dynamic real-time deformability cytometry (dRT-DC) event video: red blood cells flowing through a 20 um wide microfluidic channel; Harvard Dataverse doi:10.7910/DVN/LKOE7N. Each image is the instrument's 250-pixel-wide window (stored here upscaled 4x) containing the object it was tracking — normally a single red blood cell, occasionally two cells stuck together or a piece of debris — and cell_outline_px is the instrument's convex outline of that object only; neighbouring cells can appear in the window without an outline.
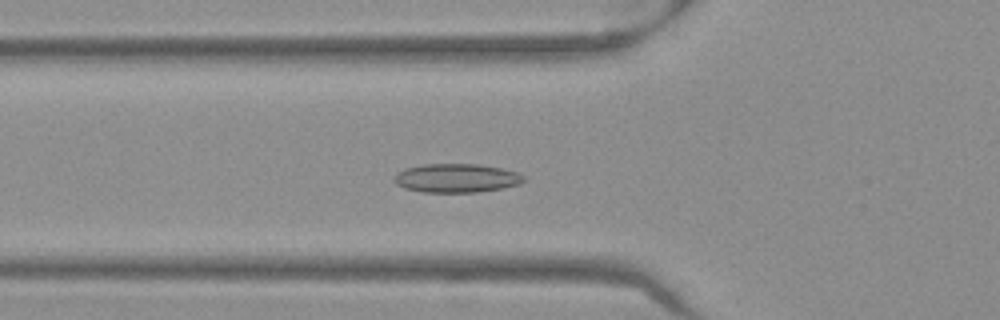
{"species": "Egyptian fruit bat (a non-hibernating species)", "species_latin": "Rousettus aegyptiacus", "temperature_condition": "warm", "stored_images_in_passage": 52, "camera_frame_rate_fps": 3000, "um_per_image_px": 0.085, "frame": {"image": 1, "passage_image": 19, "time_ms": 6.0, "image_size_px": [1000, 320], "cell_outline_px": [[524, 180], [520, 184], [504, 188], [476, 192], [424, 192], [404, 188], [396, 184], [392, 180], [392, 176], [396, 172], [404, 168], [424, 164], [480, 164], [500, 168], [516, 172], [524, 176]], "centroid_in_image_um": [38.74, 15.13], "position_along_channel_um": 87.1, "area_um2": 21.91}}
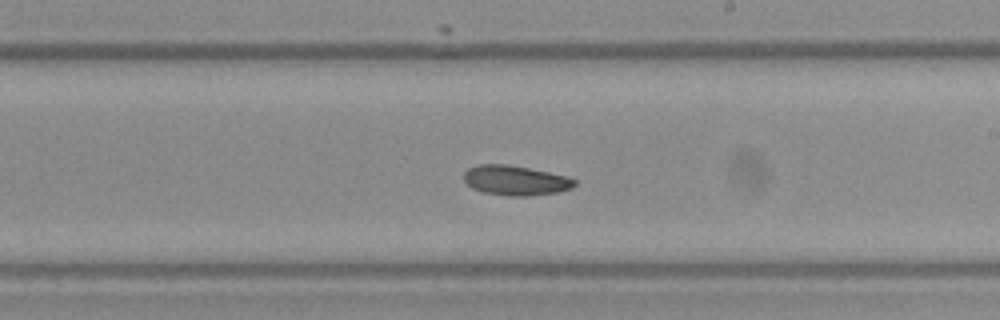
{"frame": {"image": 2, "passage_image": 31, "time_ms": 10.0, "image_size_px": [1000, 320], "cell_outline_px": [[576, 184], [572, 188], [560, 192], [528, 196], [508, 196], [484, 192], [472, 188], [464, 180], [464, 172], [468, 168], [476, 164], [508, 164], [568, 176], [576, 180]], "centroid_in_image_um": [43.83, 15.33], "position_along_channel_um": 245.2, "area_um2": 19.36}}
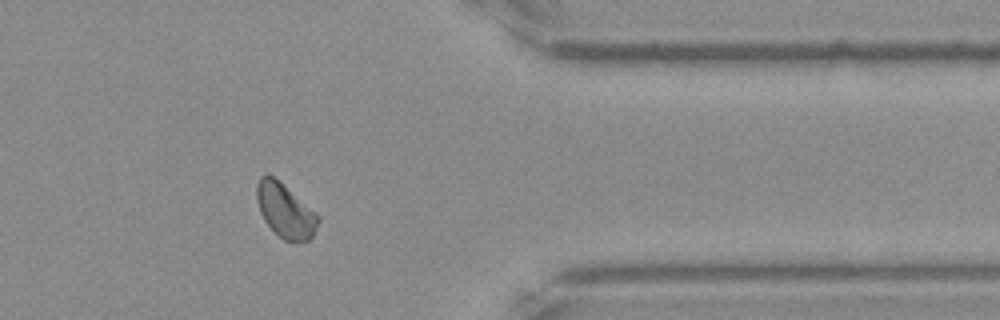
{"frame": {"image": 3, "passage_image": 43, "time_ms": 14.0, "image_size_px": [1000, 320], "cell_outline_px": [[320, 220], [312, 236], [308, 240], [300, 244], [284, 240], [264, 220], [260, 212], [256, 200], [256, 184], [260, 176], [264, 172], [268, 172], [316, 212], [320, 216]], "centroid_in_image_um": [24.23, 17.89], "position_along_channel_um": 387.2, "area_um2": 19.48}, "authors_computed_cell_mechanics": {"area_um2": 19.5075, "velocity_mm_per_s": 3.9364, "shape_relaxation_time_tau1_ms": null, "shape_relaxation_time_tau2_ms": 4.2679, "deformation_change_tau1": null, "deformation_change_tau2": 0.0672}}